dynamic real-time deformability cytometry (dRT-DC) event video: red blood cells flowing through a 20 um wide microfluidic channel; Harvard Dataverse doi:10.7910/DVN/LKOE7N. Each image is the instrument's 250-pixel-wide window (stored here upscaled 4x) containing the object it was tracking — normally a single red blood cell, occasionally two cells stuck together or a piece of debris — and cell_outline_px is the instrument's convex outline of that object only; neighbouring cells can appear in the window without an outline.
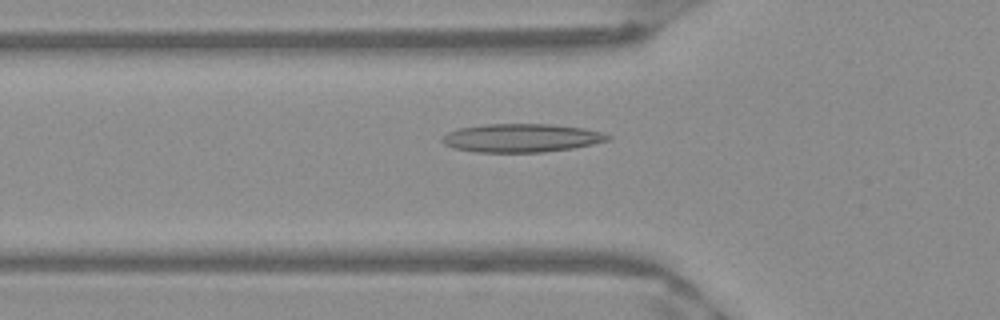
{"species": "Egyptian fruit bat (a non-hibernating species)", "species_latin": "Rousettus aegyptiacus", "temperature_condition": "warm", "stored_images_in_passage": 50, "camera_frame_rate_fps": 3000, "um_per_image_px": 0.085, "frame": {"image": 1, "passage_image": 17, "time_ms": 5.333, "image_size_px": [1000, 320], "cell_outline_px": [[612, 140], [572, 148], [544, 152], [476, 152], [452, 148], [444, 144], [440, 140], [448, 132], [460, 128], [484, 124], [548, 124], [584, 128], [600, 132], [612, 136]], "centroid_in_image_um": [44.32, 11.73], "position_along_channel_um": 81.5, "area_um2": 27.46}}
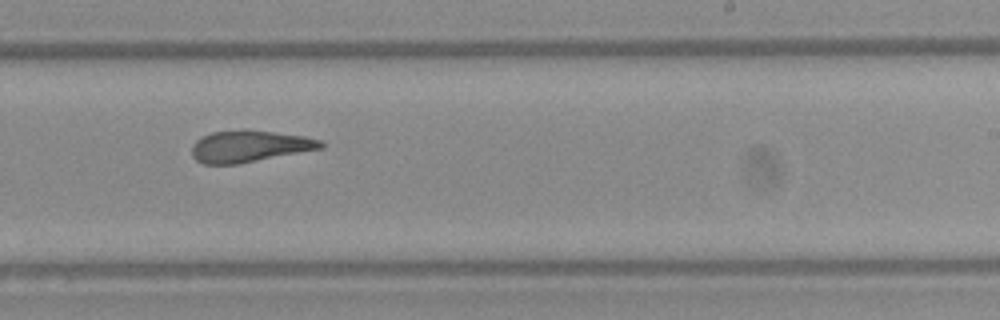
{"frame": {"image": 2, "passage_image": 31, "time_ms": 10.0, "image_size_px": [1000, 320], "cell_outline_px": [[324, 148], [236, 164], [204, 164], [196, 160], [192, 156], [192, 144], [196, 140], [212, 132], [244, 128], [304, 136], [320, 140], [324, 144]], "centroid_in_image_um": [21.19, 12.42], "position_along_channel_um": 267.8, "area_um2": 23.87}}
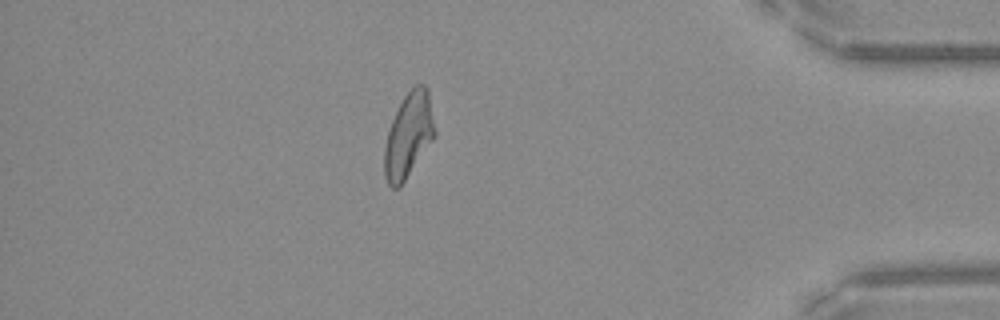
{"frame": {"image": 3, "passage_image": 44, "time_ms": 14.333, "image_size_px": [1000, 320], "cell_outline_px": [[436, 136], [400, 188], [392, 188], [388, 184], [384, 176], [384, 148], [388, 128], [404, 96], [416, 84], [424, 84], [428, 88], [436, 132]], "centroid_in_image_um": [34.73, 11.53], "position_along_channel_um": 400.5, "area_um2": 25.14}, "authors_computed_cell_mechanics": {"area_um2": 25.1141, "velocity_mm_per_s": 3.9755, "shape_relaxation_time_tau1_ms": null, "shape_relaxation_time_tau2_ms": 2.4806, "deformation_change_tau1": null, "deformation_change_tau2": 0.1152}}